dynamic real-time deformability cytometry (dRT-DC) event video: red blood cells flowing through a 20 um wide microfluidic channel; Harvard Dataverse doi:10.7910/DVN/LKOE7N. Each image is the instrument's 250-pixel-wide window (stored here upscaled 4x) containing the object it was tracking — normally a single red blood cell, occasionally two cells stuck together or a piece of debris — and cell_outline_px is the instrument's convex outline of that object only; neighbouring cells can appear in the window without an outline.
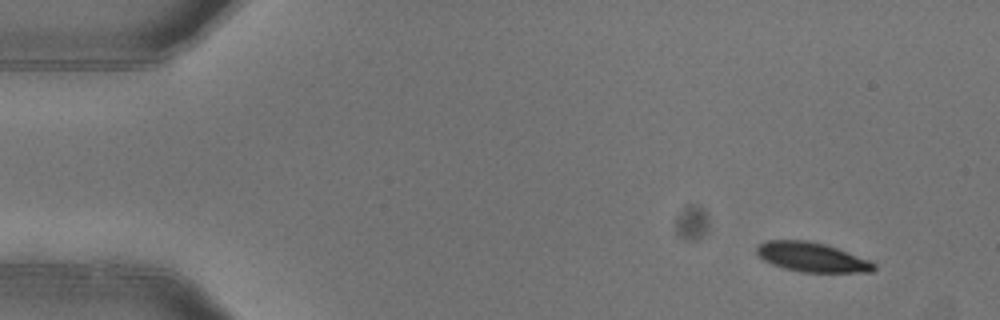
{"species": "common noctule bat (a hibernating species)", "species_latin": "Nyctalus noctula", "temperature_condition": "warm", "stored_images_in_passage": 4, "camera_frame_rate_fps": 3000, "um_per_image_px": 0.085, "animal": {"sex": "female"}, "frame": {"image": 1, "passage_image": 1, "time_ms": 0.0, "image_size_px": [1000, 320], "cell_outline_px": [[876, 268], [872, 272], [800, 272], [784, 268], [772, 264], [756, 256], [756, 248], [760, 244], [768, 240], [808, 240], [824, 244], [836, 248], [868, 260], [876, 264]], "centroid_in_image_um": [68.97, 21.86], "position_along_channel_um": 16.0, "area_um2": 20.0}}
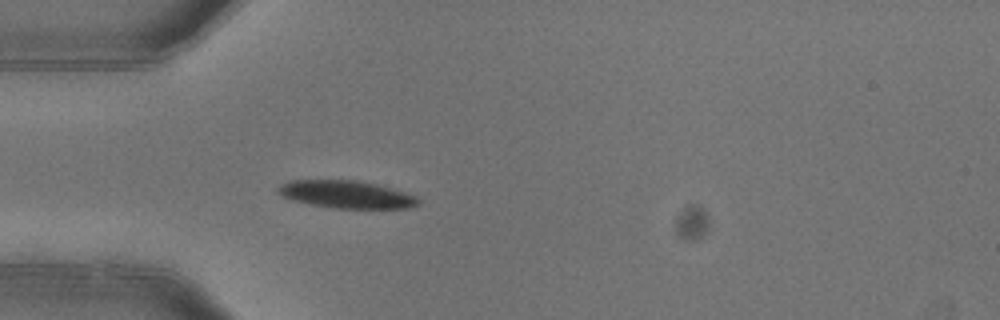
{"frame": {"image": 2, "passage_image": 4, "time_ms": 1.0, "image_size_px": [1000, 320], "cell_outline_px": [[420, 204], [412, 208], [332, 208], [312, 204], [280, 196], [276, 192], [276, 188], [280, 184], [288, 180], [356, 180], [376, 184], [404, 192], [416, 196], [420, 200]], "centroid_in_image_um": [29.43, 16.52], "position_along_channel_um": 55.6, "area_um2": 22.54}}